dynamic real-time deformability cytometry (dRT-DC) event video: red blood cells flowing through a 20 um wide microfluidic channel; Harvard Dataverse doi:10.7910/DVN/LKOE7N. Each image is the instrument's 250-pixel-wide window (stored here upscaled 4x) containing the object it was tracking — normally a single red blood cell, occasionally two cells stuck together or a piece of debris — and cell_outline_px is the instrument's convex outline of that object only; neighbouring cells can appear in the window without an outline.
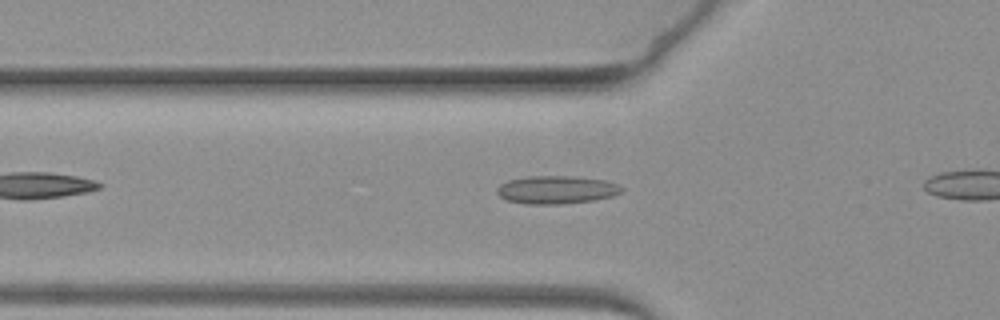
{"species": "common noctule bat (a hibernating species)", "species_latin": "Nyctalus noctula", "temperature_condition": "warm", "stored_images_in_passage": 34, "camera_frame_rate_fps": 3000, "um_per_image_px": 0.085, "animal": {"sex": "female", "body_mass_g": 19.3, "forearm_length_mm": 54.1}, "frame": {"image": 1, "passage_image": 4, "time_ms": 1.0, "image_size_px": [1000, 320], "cell_outline_px": [[624, 188], [620, 192], [612, 196], [596, 200], [560, 204], [524, 204], [508, 200], [500, 196], [496, 192], [496, 188], [500, 184], [508, 180], [528, 176], [572, 176], [604, 180], [616, 184]], "centroid_in_image_um": [47.27, 16.13], "position_along_channel_um": 78.5, "area_um2": 20.35}}
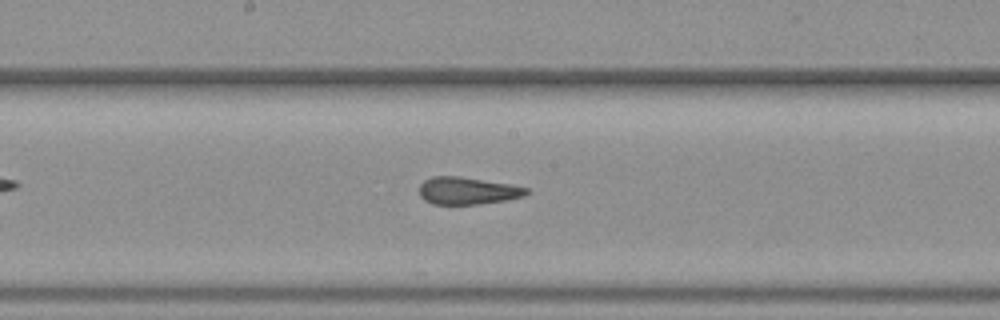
{"frame": {"image": 2, "passage_image": 16, "time_ms": 5.0, "image_size_px": [1000, 320], "cell_outline_px": [[528, 192], [524, 196], [508, 200], [480, 204], [432, 204], [424, 200], [420, 196], [420, 184], [424, 180], [432, 176], [460, 176], [508, 184], [528, 188]], "centroid_in_image_um": [39.72, 16.22], "position_along_channel_um": 208.5, "area_um2": 17.05}}
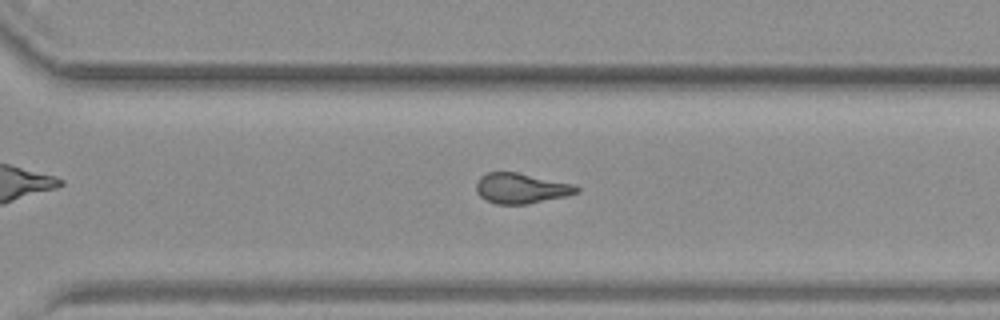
{"frame": {"image": 3, "passage_image": 27, "time_ms": 8.667, "image_size_px": [1000, 320], "cell_outline_px": [[580, 192], [568, 196], [528, 204], [496, 204], [484, 200], [476, 192], [476, 184], [480, 176], [488, 172], [516, 172], [572, 184], [580, 188]], "centroid_in_image_um": [44.28, 16.02], "position_along_channel_um": 326.3, "area_um2": 17.8}}